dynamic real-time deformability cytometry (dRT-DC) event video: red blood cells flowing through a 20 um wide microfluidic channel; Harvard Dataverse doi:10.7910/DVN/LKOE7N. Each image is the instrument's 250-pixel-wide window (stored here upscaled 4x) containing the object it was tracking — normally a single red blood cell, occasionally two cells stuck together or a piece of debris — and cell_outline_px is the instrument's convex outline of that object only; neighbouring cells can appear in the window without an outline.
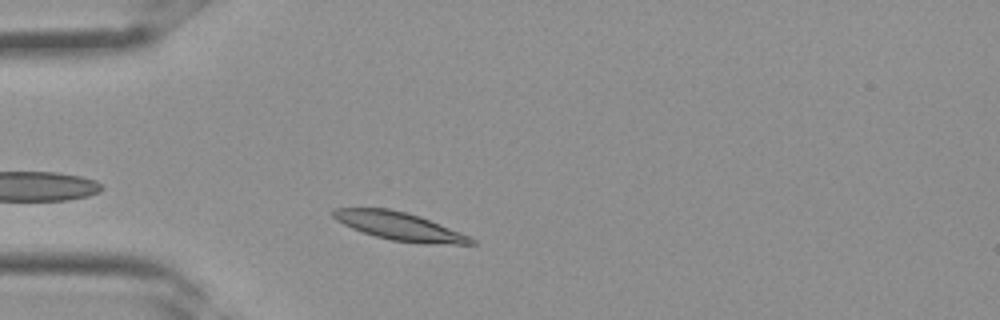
{"species": "Egyptian fruit bat (a non-hibernating species)", "species_latin": "Rousettus aegyptiacus", "temperature_condition": "room temperature", "stored_images_in_passage": 21, "camera_frame_rate_fps": 3000, "um_per_image_px": 0.085, "frame": {"image": 1, "passage_image": 3, "time_ms": 0.667, "image_size_px": [1000, 320], "cell_outline_px": [[476, 244], [424, 244], [392, 240], [376, 236], [352, 228], [336, 220], [328, 212], [332, 208], [388, 208], [420, 216], [460, 232], [476, 240]], "centroid_in_image_um": [33.92, 19.22], "position_along_channel_um": 51.1, "area_um2": 22.48}}
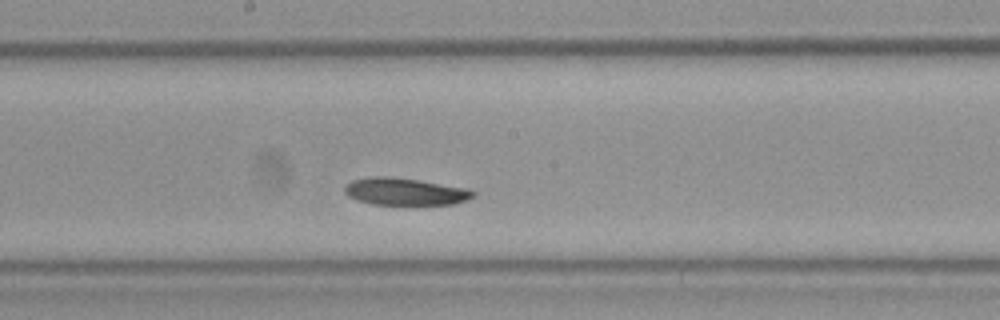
{"frame": {"image": 2, "passage_image": 12, "time_ms": 3.667, "image_size_px": [1000, 320], "cell_outline_px": [[476, 196], [452, 204], [372, 204], [348, 196], [344, 192], [344, 188], [352, 180], [372, 176], [388, 176], [420, 180], [472, 188], [476, 192]], "centroid_in_image_um": [34.49, 16.26], "position_along_channel_um": 213.7, "area_um2": 20.4}}
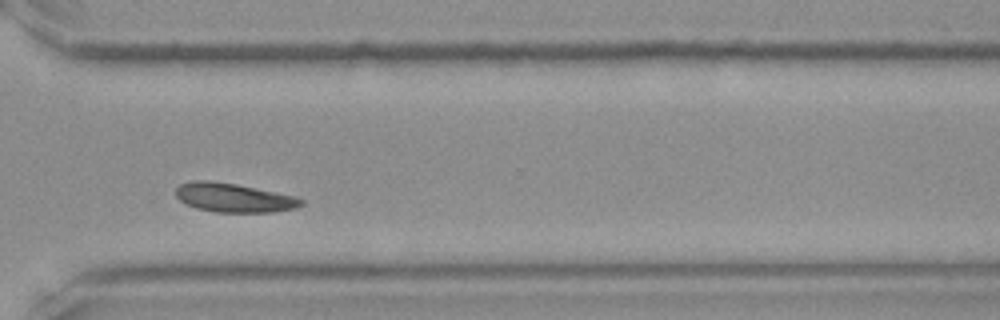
{"frame": {"image": 3, "passage_image": 19, "time_ms": 6.0, "image_size_px": [1000, 320], "cell_outline_px": [[304, 204], [296, 208], [272, 212], [216, 212], [196, 208], [180, 200], [176, 196], [176, 188], [180, 184], [192, 180], [212, 180], [236, 184], [296, 196], [304, 200]], "centroid_in_image_um": [19.88, 16.8], "position_along_channel_um": 350.7, "area_um2": 21.21}}